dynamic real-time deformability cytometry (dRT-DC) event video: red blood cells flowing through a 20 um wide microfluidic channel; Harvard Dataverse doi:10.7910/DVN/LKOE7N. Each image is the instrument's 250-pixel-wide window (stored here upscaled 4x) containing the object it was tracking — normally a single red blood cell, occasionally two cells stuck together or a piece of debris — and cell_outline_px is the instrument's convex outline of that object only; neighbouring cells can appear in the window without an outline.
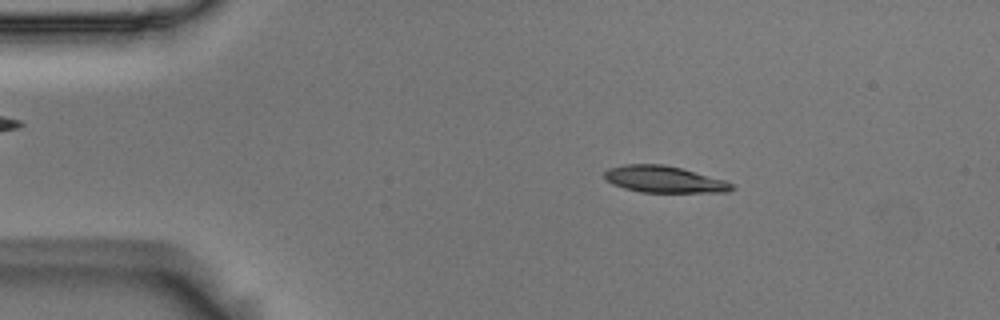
{"species": "Egyptian fruit bat (a non-hibernating species)", "species_latin": "Rousettus aegyptiacus", "temperature_condition": "room temperature", "stored_images_in_passage": 54, "camera_frame_rate_fps": 3000, "um_per_image_px": 0.085, "animal": {"sex": "male"}, "frame": {"image": 1, "passage_image": 9, "time_ms": 2.667, "image_size_px": [1000, 320], "cell_outline_px": [[736, 188], [728, 192], [640, 192], [624, 188], [612, 184], [604, 180], [604, 172], [608, 168], [624, 164], [664, 164], [680, 168], [724, 180], [732, 184]], "centroid_in_image_um": [56.4, 15.24], "position_along_channel_um": 28.6, "area_um2": 19.77}}
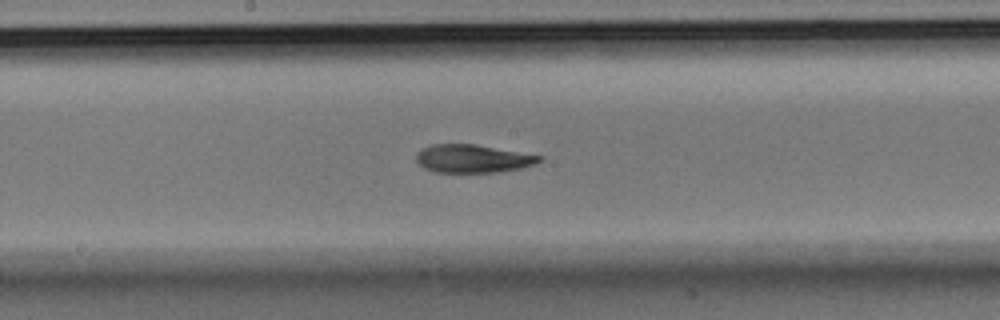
{"frame": {"image": 2, "passage_image": 28, "time_ms": 9.0, "image_size_px": [1000, 320], "cell_outline_px": [[544, 156], [540, 160], [532, 164], [520, 168], [496, 172], [432, 172], [424, 168], [416, 160], [416, 156], [424, 148], [432, 144], [472, 144]], "centroid_in_image_um": [40.16, 13.49], "position_along_channel_um": 208.0, "area_um2": 19.77}}
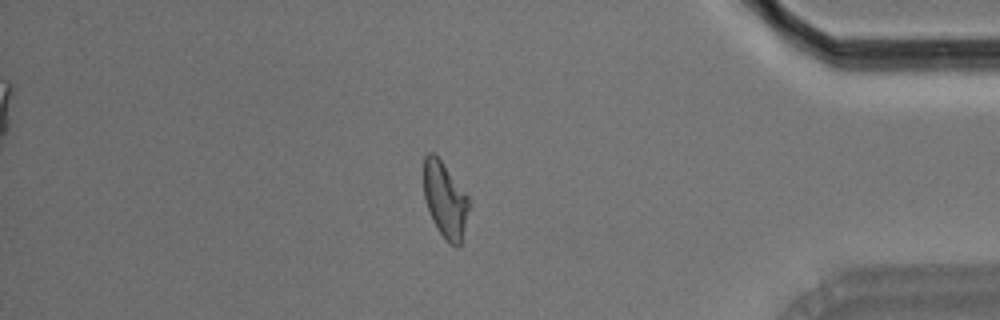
{"frame": {"image": 3, "passage_image": 46, "time_ms": 15.0, "image_size_px": [1000, 320], "cell_outline_px": [[472, 204], [460, 244], [456, 248], [448, 244], [432, 220], [424, 196], [424, 156], [428, 152], [432, 152], [440, 160], [468, 196]], "centroid_in_image_um": [37.86, 17.03], "position_along_channel_um": 397.3, "area_um2": 19.94}, "authors_computed_cell_mechanics": {"area_um2": 20.6924, "velocity_mm_per_s": 3.7037, "shape_relaxation_time_tau1_ms": 8.515, "shape_relaxation_time_tau2_ms": 6.6265, "deformation_change_tau1": 0.2073, "deformation_change_tau2": 0.1318}}